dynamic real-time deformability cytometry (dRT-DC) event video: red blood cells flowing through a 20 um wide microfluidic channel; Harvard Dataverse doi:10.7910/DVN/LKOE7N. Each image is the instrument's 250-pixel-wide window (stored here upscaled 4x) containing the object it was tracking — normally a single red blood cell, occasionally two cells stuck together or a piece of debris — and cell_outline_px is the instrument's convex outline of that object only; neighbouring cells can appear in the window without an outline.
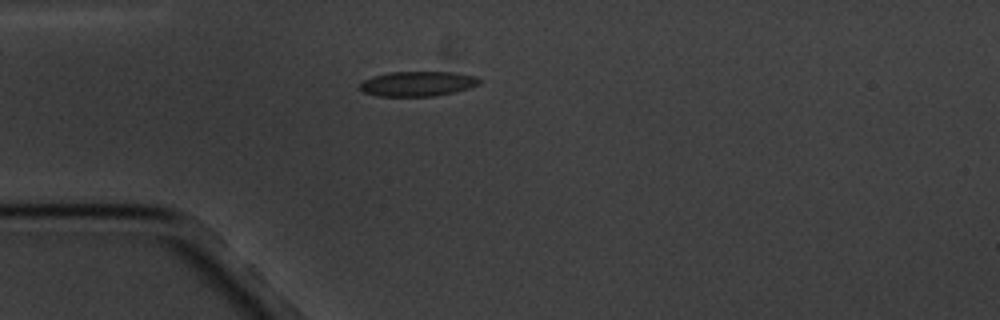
{"species": "common noctule bat (a hibernating species)", "species_latin": "Nyctalus noctula", "temperature_condition": "cold", "stored_images_in_passage": 9, "camera_frame_rate_fps": 3000, "um_per_image_px": 0.085, "animal": {"sex": "male", "body_mass_g": 20.1, "forearm_length_mm": 53.5}, "frame": {"image": 1, "passage_image": 1, "time_ms": 0.0, "image_size_px": [1000, 320], "cell_outline_px": [[480, 84], [456, 92], [436, 96], [376, 96], [364, 92], [360, 88], [360, 80], [372, 76], [388, 72], [456, 72], [476, 76], [480, 80]], "centroid_in_image_um": [35.48, 7.11], "position_along_channel_um": 49.5, "area_um2": 17.57}}
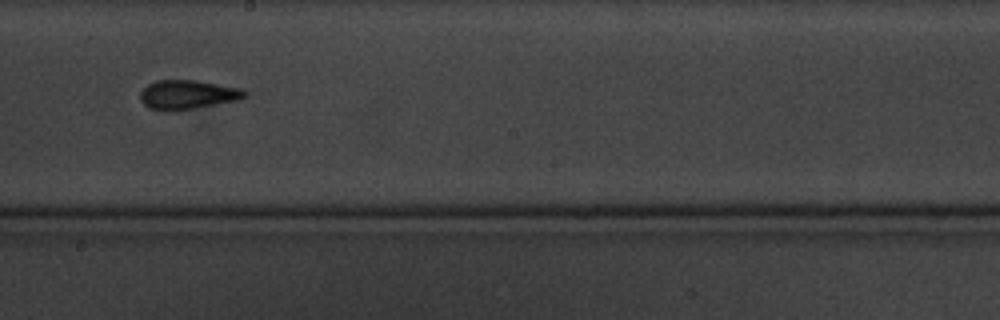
{"frame": {"image": 2, "passage_image": 6, "time_ms": 5.667, "image_size_px": [1000, 320], "cell_outline_px": [[248, 92], [244, 96], [236, 100], [172, 112], [164, 112], [148, 108], [140, 100], [140, 92], [148, 84], [156, 80], [196, 80], [244, 88]], "centroid_in_image_um": [15.91, 8.05], "position_along_channel_um": 232.3, "area_um2": 17.92}}
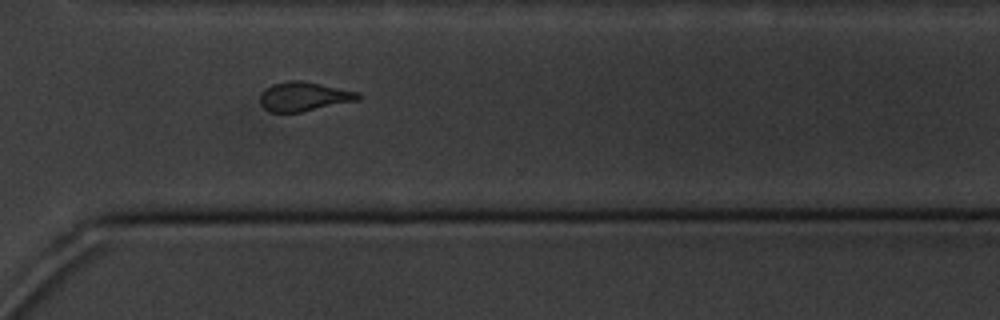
{"frame": {"image": 3, "passage_image": 9, "time_ms": 9.0, "image_size_px": [1000, 320], "cell_outline_px": [[360, 100], [300, 112], [272, 112], [264, 108], [260, 104], [260, 96], [264, 88], [272, 84], [288, 80], [300, 80], [320, 84], [356, 92], [360, 96]], "centroid_in_image_um": [25.78, 8.2], "position_along_channel_um": 344.8, "area_um2": 16.53}}